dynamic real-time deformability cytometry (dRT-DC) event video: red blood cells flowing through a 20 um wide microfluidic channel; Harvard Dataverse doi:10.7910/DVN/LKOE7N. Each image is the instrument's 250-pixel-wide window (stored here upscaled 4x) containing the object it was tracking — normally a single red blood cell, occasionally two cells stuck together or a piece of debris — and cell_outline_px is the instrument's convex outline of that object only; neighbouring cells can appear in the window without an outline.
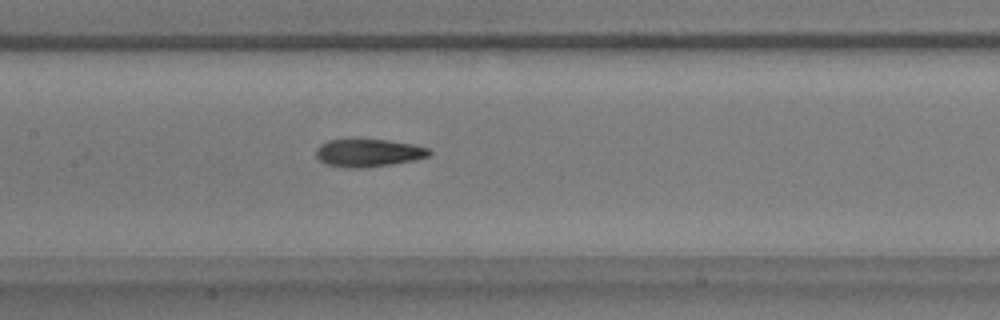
{"species": "common noctule bat (a hibernating species)", "species_latin": "Nyctalus noctula", "temperature_condition": "warm", "stored_images_in_passage": 39, "camera_frame_rate_fps": 3000, "um_per_image_px": 0.085, "animal": {"sex": "male", "body_mass_g": 17.9}, "frame": {"image": 1, "passage_image": 27, "time_ms": 8.667, "image_size_px": [1000, 320], "cell_outline_px": [[432, 152], [428, 156], [412, 160], [364, 168], [344, 168], [328, 164], [320, 160], [316, 156], [316, 148], [320, 144], [328, 140], [388, 140], [416, 144], [428, 148]], "centroid_in_image_um": [31.31, 12.99], "position_along_channel_um": 176.1, "area_um2": 18.15}}